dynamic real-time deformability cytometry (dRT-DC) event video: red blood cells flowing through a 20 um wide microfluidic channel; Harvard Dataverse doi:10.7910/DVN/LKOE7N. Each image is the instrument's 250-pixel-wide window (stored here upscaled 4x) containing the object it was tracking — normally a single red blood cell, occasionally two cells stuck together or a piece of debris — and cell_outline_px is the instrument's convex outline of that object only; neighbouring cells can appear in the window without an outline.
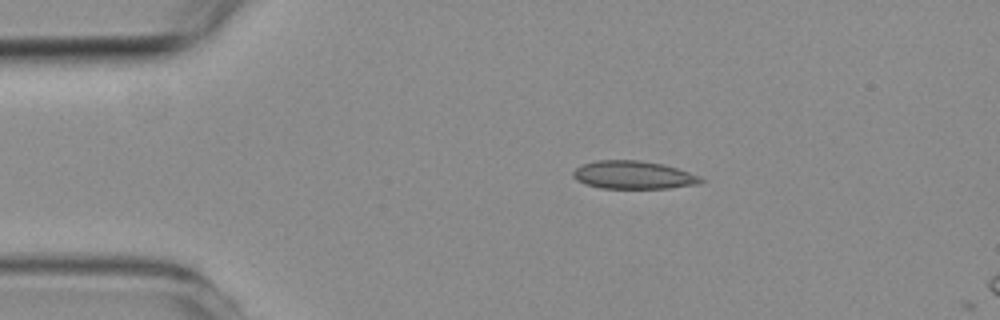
{"species": "common noctule bat (a hibernating species)", "species_latin": "Nyctalus noctula", "temperature_condition": "room temperature", "stored_images_in_passage": 4, "segment_of_instrument_passage": [1, 2], "camera_frame_rate_fps": 3000, "um_per_image_px": 0.085, "animal": {"sex": "female", "body_mass_g": 19.3, "forearm_length_mm": 54.1}, "frame": {"image": 1, "passage_image": 2, "time_ms": 1.0, "image_size_px": [1000, 320], "cell_outline_px": [[704, 180], [700, 184], [668, 188], [600, 188], [584, 184], [576, 180], [572, 176], [572, 172], [576, 168], [584, 164], [596, 160], [640, 160], [664, 164], [700, 176]], "centroid_in_image_um": [53.82, 14.87], "position_along_channel_um": 31.2, "area_um2": 20.92}}